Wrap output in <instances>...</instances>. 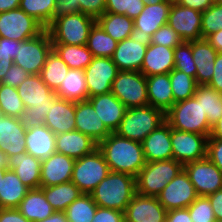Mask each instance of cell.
I'll use <instances>...</instances> for the list:
<instances>
[{"instance_id":"6da1fadb","label":"cell","mask_w":222,"mask_h":222,"mask_svg":"<svg viewBox=\"0 0 222 222\" xmlns=\"http://www.w3.org/2000/svg\"><path fill=\"white\" fill-rule=\"evenodd\" d=\"M98 149L112 172L136 177L146 164L142 142L121 137L115 132L98 143Z\"/></svg>"},{"instance_id":"7a4b0ae2","label":"cell","mask_w":222,"mask_h":222,"mask_svg":"<svg viewBox=\"0 0 222 222\" xmlns=\"http://www.w3.org/2000/svg\"><path fill=\"white\" fill-rule=\"evenodd\" d=\"M17 92L26 108L21 117L25 128L42 126L56 93L45 84L40 75L32 74L17 87Z\"/></svg>"},{"instance_id":"3957f363","label":"cell","mask_w":222,"mask_h":222,"mask_svg":"<svg viewBox=\"0 0 222 222\" xmlns=\"http://www.w3.org/2000/svg\"><path fill=\"white\" fill-rule=\"evenodd\" d=\"M136 193L134 176L110 171L90 194L99 207L125 212Z\"/></svg>"},{"instance_id":"277c9868","label":"cell","mask_w":222,"mask_h":222,"mask_svg":"<svg viewBox=\"0 0 222 222\" xmlns=\"http://www.w3.org/2000/svg\"><path fill=\"white\" fill-rule=\"evenodd\" d=\"M165 121L171 128L210 136L212 126L195 96L179 101L165 113Z\"/></svg>"},{"instance_id":"5b68a950","label":"cell","mask_w":222,"mask_h":222,"mask_svg":"<svg viewBox=\"0 0 222 222\" xmlns=\"http://www.w3.org/2000/svg\"><path fill=\"white\" fill-rule=\"evenodd\" d=\"M165 122V113L150 105L126 110V113L115 131L119 136L142 142L153 130Z\"/></svg>"},{"instance_id":"8992f818","label":"cell","mask_w":222,"mask_h":222,"mask_svg":"<svg viewBox=\"0 0 222 222\" xmlns=\"http://www.w3.org/2000/svg\"><path fill=\"white\" fill-rule=\"evenodd\" d=\"M96 19L78 12L53 20L46 30L52 44L86 45L91 27Z\"/></svg>"},{"instance_id":"52a82bcc","label":"cell","mask_w":222,"mask_h":222,"mask_svg":"<svg viewBox=\"0 0 222 222\" xmlns=\"http://www.w3.org/2000/svg\"><path fill=\"white\" fill-rule=\"evenodd\" d=\"M183 169L174 159L146 162L136 178V192L157 197L169 182Z\"/></svg>"},{"instance_id":"ba28073f","label":"cell","mask_w":222,"mask_h":222,"mask_svg":"<svg viewBox=\"0 0 222 222\" xmlns=\"http://www.w3.org/2000/svg\"><path fill=\"white\" fill-rule=\"evenodd\" d=\"M109 172V166L97 148L91 154L75 160L71 181L82 193L90 194Z\"/></svg>"},{"instance_id":"9c48e42d","label":"cell","mask_w":222,"mask_h":222,"mask_svg":"<svg viewBox=\"0 0 222 222\" xmlns=\"http://www.w3.org/2000/svg\"><path fill=\"white\" fill-rule=\"evenodd\" d=\"M111 92L127 109L149 105L146 76L139 71H119Z\"/></svg>"},{"instance_id":"30bf717a","label":"cell","mask_w":222,"mask_h":222,"mask_svg":"<svg viewBox=\"0 0 222 222\" xmlns=\"http://www.w3.org/2000/svg\"><path fill=\"white\" fill-rule=\"evenodd\" d=\"M51 50L52 41L45 29L37 37L20 43L13 63L22 67L29 74L39 75Z\"/></svg>"},{"instance_id":"8fae6325","label":"cell","mask_w":222,"mask_h":222,"mask_svg":"<svg viewBox=\"0 0 222 222\" xmlns=\"http://www.w3.org/2000/svg\"><path fill=\"white\" fill-rule=\"evenodd\" d=\"M44 30L36 19L20 8L0 13V37L23 42Z\"/></svg>"},{"instance_id":"7c38bea8","label":"cell","mask_w":222,"mask_h":222,"mask_svg":"<svg viewBox=\"0 0 222 222\" xmlns=\"http://www.w3.org/2000/svg\"><path fill=\"white\" fill-rule=\"evenodd\" d=\"M173 159L182 165L207 157L208 137L171 128Z\"/></svg>"},{"instance_id":"4fadbf2b","label":"cell","mask_w":222,"mask_h":222,"mask_svg":"<svg viewBox=\"0 0 222 222\" xmlns=\"http://www.w3.org/2000/svg\"><path fill=\"white\" fill-rule=\"evenodd\" d=\"M198 196H208L222 189V171L208 158L183 165Z\"/></svg>"},{"instance_id":"5bb4252c","label":"cell","mask_w":222,"mask_h":222,"mask_svg":"<svg viewBox=\"0 0 222 222\" xmlns=\"http://www.w3.org/2000/svg\"><path fill=\"white\" fill-rule=\"evenodd\" d=\"M119 71L112 58L93 57L92 62L84 69L88 98L110 93Z\"/></svg>"},{"instance_id":"9a60e30c","label":"cell","mask_w":222,"mask_h":222,"mask_svg":"<svg viewBox=\"0 0 222 222\" xmlns=\"http://www.w3.org/2000/svg\"><path fill=\"white\" fill-rule=\"evenodd\" d=\"M159 203L167 210L187 208L198 198L195 187L184 169L157 196Z\"/></svg>"},{"instance_id":"2e32d148","label":"cell","mask_w":222,"mask_h":222,"mask_svg":"<svg viewBox=\"0 0 222 222\" xmlns=\"http://www.w3.org/2000/svg\"><path fill=\"white\" fill-rule=\"evenodd\" d=\"M202 13L179 4L171 5L167 24L186 42L202 39Z\"/></svg>"},{"instance_id":"e0dca14e","label":"cell","mask_w":222,"mask_h":222,"mask_svg":"<svg viewBox=\"0 0 222 222\" xmlns=\"http://www.w3.org/2000/svg\"><path fill=\"white\" fill-rule=\"evenodd\" d=\"M171 4L164 1L159 4H146L142 12L134 19L131 36H137L150 42L152 35L167 24Z\"/></svg>"},{"instance_id":"ac0fdd59","label":"cell","mask_w":222,"mask_h":222,"mask_svg":"<svg viewBox=\"0 0 222 222\" xmlns=\"http://www.w3.org/2000/svg\"><path fill=\"white\" fill-rule=\"evenodd\" d=\"M148 42L137 36H131L118 42L112 61L120 71H139L145 57Z\"/></svg>"},{"instance_id":"d6986e66","label":"cell","mask_w":222,"mask_h":222,"mask_svg":"<svg viewBox=\"0 0 222 222\" xmlns=\"http://www.w3.org/2000/svg\"><path fill=\"white\" fill-rule=\"evenodd\" d=\"M124 222H165L167 210L157 197L136 193L127 205Z\"/></svg>"},{"instance_id":"ffe728a7","label":"cell","mask_w":222,"mask_h":222,"mask_svg":"<svg viewBox=\"0 0 222 222\" xmlns=\"http://www.w3.org/2000/svg\"><path fill=\"white\" fill-rule=\"evenodd\" d=\"M75 159L54 152L41 160L40 187H50L71 181Z\"/></svg>"},{"instance_id":"44dd1931","label":"cell","mask_w":222,"mask_h":222,"mask_svg":"<svg viewBox=\"0 0 222 222\" xmlns=\"http://www.w3.org/2000/svg\"><path fill=\"white\" fill-rule=\"evenodd\" d=\"M75 130L91 137L96 143H100L112 133L88 100L75 102Z\"/></svg>"},{"instance_id":"7402d4cb","label":"cell","mask_w":222,"mask_h":222,"mask_svg":"<svg viewBox=\"0 0 222 222\" xmlns=\"http://www.w3.org/2000/svg\"><path fill=\"white\" fill-rule=\"evenodd\" d=\"M170 137L171 127L166 121L146 136L142 141L145 161L154 162L173 159Z\"/></svg>"},{"instance_id":"603a6c76","label":"cell","mask_w":222,"mask_h":222,"mask_svg":"<svg viewBox=\"0 0 222 222\" xmlns=\"http://www.w3.org/2000/svg\"><path fill=\"white\" fill-rule=\"evenodd\" d=\"M44 125L55 135L75 130V102L56 96L50 102Z\"/></svg>"},{"instance_id":"cb8c5ba5","label":"cell","mask_w":222,"mask_h":222,"mask_svg":"<svg viewBox=\"0 0 222 222\" xmlns=\"http://www.w3.org/2000/svg\"><path fill=\"white\" fill-rule=\"evenodd\" d=\"M26 128L20 118L4 116L0 121V149L8 157L26 152Z\"/></svg>"},{"instance_id":"d4e9b609","label":"cell","mask_w":222,"mask_h":222,"mask_svg":"<svg viewBox=\"0 0 222 222\" xmlns=\"http://www.w3.org/2000/svg\"><path fill=\"white\" fill-rule=\"evenodd\" d=\"M87 100L106 127L115 132L126 113L125 105L112 92L89 97Z\"/></svg>"},{"instance_id":"484cf974","label":"cell","mask_w":222,"mask_h":222,"mask_svg":"<svg viewBox=\"0 0 222 222\" xmlns=\"http://www.w3.org/2000/svg\"><path fill=\"white\" fill-rule=\"evenodd\" d=\"M97 148L98 143L77 130L56 135V152L75 160L91 154Z\"/></svg>"},{"instance_id":"4316f807","label":"cell","mask_w":222,"mask_h":222,"mask_svg":"<svg viewBox=\"0 0 222 222\" xmlns=\"http://www.w3.org/2000/svg\"><path fill=\"white\" fill-rule=\"evenodd\" d=\"M174 67V48L148 43L140 70L143 75L170 73Z\"/></svg>"},{"instance_id":"83f0119b","label":"cell","mask_w":222,"mask_h":222,"mask_svg":"<svg viewBox=\"0 0 222 222\" xmlns=\"http://www.w3.org/2000/svg\"><path fill=\"white\" fill-rule=\"evenodd\" d=\"M8 169L13 170L29 189L40 188L41 160L25 153L10 156Z\"/></svg>"},{"instance_id":"f1b7e54d","label":"cell","mask_w":222,"mask_h":222,"mask_svg":"<svg viewBox=\"0 0 222 222\" xmlns=\"http://www.w3.org/2000/svg\"><path fill=\"white\" fill-rule=\"evenodd\" d=\"M26 152L43 160L56 152V135L46 126L26 129Z\"/></svg>"},{"instance_id":"f546056e","label":"cell","mask_w":222,"mask_h":222,"mask_svg":"<svg viewBox=\"0 0 222 222\" xmlns=\"http://www.w3.org/2000/svg\"><path fill=\"white\" fill-rule=\"evenodd\" d=\"M192 54L196 65L197 85H208L214 72V61L218 52L206 39L192 41Z\"/></svg>"},{"instance_id":"4dcf8cb0","label":"cell","mask_w":222,"mask_h":222,"mask_svg":"<svg viewBox=\"0 0 222 222\" xmlns=\"http://www.w3.org/2000/svg\"><path fill=\"white\" fill-rule=\"evenodd\" d=\"M149 105L166 113L174 104L169 73L146 77Z\"/></svg>"},{"instance_id":"1f68e13d","label":"cell","mask_w":222,"mask_h":222,"mask_svg":"<svg viewBox=\"0 0 222 222\" xmlns=\"http://www.w3.org/2000/svg\"><path fill=\"white\" fill-rule=\"evenodd\" d=\"M17 209L31 222H40L55 212L40 188L30 189Z\"/></svg>"},{"instance_id":"d6a6232c","label":"cell","mask_w":222,"mask_h":222,"mask_svg":"<svg viewBox=\"0 0 222 222\" xmlns=\"http://www.w3.org/2000/svg\"><path fill=\"white\" fill-rule=\"evenodd\" d=\"M29 190L13 170L7 169L0 177V207L17 208Z\"/></svg>"},{"instance_id":"836d02e7","label":"cell","mask_w":222,"mask_h":222,"mask_svg":"<svg viewBox=\"0 0 222 222\" xmlns=\"http://www.w3.org/2000/svg\"><path fill=\"white\" fill-rule=\"evenodd\" d=\"M55 93L61 99L73 102L86 101L88 90L84 70L70 68Z\"/></svg>"},{"instance_id":"e575fe53","label":"cell","mask_w":222,"mask_h":222,"mask_svg":"<svg viewBox=\"0 0 222 222\" xmlns=\"http://www.w3.org/2000/svg\"><path fill=\"white\" fill-rule=\"evenodd\" d=\"M99 26L115 41L130 38L134 28V19L126 15L105 12L96 19Z\"/></svg>"},{"instance_id":"d590c367","label":"cell","mask_w":222,"mask_h":222,"mask_svg":"<svg viewBox=\"0 0 222 222\" xmlns=\"http://www.w3.org/2000/svg\"><path fill=\"white\" fill-rule=\"evenodd\" d=\"M40 189L50 205L59 212H65L67 207L82 194L72 181Z\"/></svg>"},{"instance_id":"8d00e7d4","label":"cell","mask_w":222,"mask_h":222,"mask_svg":"<svg viewBox=\"0 0 222 222\" xmlns=\"http://www.w3.org/2000/svg\"><path fill=\"white\" fill-rule=\"evenodd\" d=\"M194 96L201 103L209 124L213 126L222 115V93L206 84L197 85Z\"/></svg>"},{"instance_id":"74e56055","label":"cell","mask_w":222,"mask_h":222,"mask_svg":"<svg viewBox=\"0 0 222 222\" xmlns=\"http://www.w3.org/2000/svg\"><path fill=\"white\" fill-rule=\"evenodd\" d=\"M52 49L72 69L84 70L93 59L86 45L52 44Z\"/></svg>"},{"instance_id":"f35d334b","label":"cell","mask_w":222,"mask_h":222,"mask_svg":"<svg viewBox=\"0 0 222 222\" xmlns=\"http://www.w3.org/2000/svg\"><path fill=\"white\" fill-rule=\"evenodd\" d=\"M68 65L59 57L52 49L47 55L44 67L41 69L40 76L45 84L54 92H56L61 82L69 71Z\"/></svg>"},{"instance_id":"ab89813d","label":"cell","mask_w":222,"mask_h":222,"mask_svg":"<svg viewBox=\"0 0 222 222\" xmlns=\"http://www.w3.org/2000/svg\"><path fill=\"white\" fill-rule=\"evenodd\" d=\"M118 42L108 35L97 22L91 27L86 46L93 57L111 58Z\"/></svg>"},{"instance_id":"60d3db41","label":"cell","mask_w":222,"mask_h":222,"mask_svg":"<svg viewBox=\"0 0 222 222\" xmlns=\"http://www.w3.org/2000/svg\"><path fill=\"white\" fill-rule=\"evenodd\" d=\"M98 205L93 201L91 194L82 193L66 209L68 222H92Z\"/></svg>"},{"instance_id":"b9f144b4","label":"cell","mask_w":222,"mask_h":222,"mask_svg":"<svg viewBox=\"0 0 222 222\" xmlns=\"http://www.w3.org/2000/svg\"><path fill=\"white\" fill-rule=\"evenodd\" d=\"M56 0H20L19 8L36 19L45 29L52 22Z\"/></svg>"},{"instance_id":"7bdbcfd3","label":"cell","mask_w":222,"mask_h":222,"mask_svg":"<svg viewBox=\"0 0 222 222\" xmlns=\"http://www.w3.org/2000/svg\"><path fill=\"white\" fill-rule=\"evenodd\" d=\"M174 103L189 99L194 96L197 88L195 78L184 72L173 69L169 73Z\"/></svg>"},{"instance_id":"ee69618b","label":"cell","mask_w":222,"mask_h":222,"mask_svg":"<svg viewBox=\"0 0 222 222\" xmlns=\"http://www.w3.org/2000/svg\"><path fill=\"white\" fill-rule=\"evenodd\" d=\"M0 108L5 116L21 119L26 108L17 88L0 83Z\"/></svg>"},{"instance_id":"f6af8a7d","label":"cell","mask_w":222,"mask_h":222,"mask_svg":"<svg viewBox=\"0 0 222 222\" xmlns=\"http://www.w3.org/2000/svg\"><path fill=\"white\" fill-rule=\"evenodd\" d=\"M174 62V69L184 72L196 80V65L192 54V41H183L174 48Z\"/></svg>"},{"instance_id":"bcb514c9","label":"cell","mask_w":222,"mask_h":222,"mask_svg":"<svg viewBox=\"0 0 222 222\" xmlns=\"http://www.w3.org/2000/svg\"><path fill=\"white\" fill-rule=\"evenodd\" d=\"M202 39L222 30V5L214 3L202 12Z\"/></svg>"},{"instance_id":"7dc6e473","label":"cell","mask_w":222,"mask_h":222,"mask_svg":"<svg viewBox=\"0 0 222 222\" xmlns=\"http://www.w3.org/2000/svg\"><path fill=\"white\" fill-rule=\"evenodd\" d=\"M142 0H106L105 12L126 15L135 19L145 7Z\"/></svg>"},{"instance_id":"c3c4849f","label":"cell","mask_w":222,"mask_h":222,"mask_svg":"<svg viewBox=\"0 0 222 222\" xmlns=\"http://www.w3.org/2000/svg\"><path fill=\"white\" fill-rule=\"evenodd\" d=\"M187 208L192 222H217L207 196H198Z\"/></svg>"},{"instance_id":"681fc988","label":"cell","mask_w":222,"mask_h":222,"mask_svg":"<svg viewBox=\"0 0 222 222\" xmlns=\"http://www.w3.org/2000/svg\"><path fill=\"white\" fill-rule=\"evenodd\" d=\"M183 40L168 24L161 26L151 37L149 43L176 48Z\"/></svg>"},{"instance_id":"f907efd6","label":"cell","mask_w":222,"mask_h":222,"mask_svg":"<svg viewBox=\"0 0 222 222\" xmlns=\"http://www.w3.org/2000/svg\"><path fill=\"white\" fill-rule=\"evenodd\" d=\"M74 5H80V12L97 19L105 13L106 0H74Z\"/></svg>"},{"instance_id":"816d5d0a","label":"cell","mask_w":222,"mask_h":222,"mask_svg":"<svg viewBox=\"0 0 222 222\" xmlns=\"http://www.w3.org/2000/svg\"><path fill=\"white\" fill-rule=\"evenodd\" d=\"M29 75L22 67L13 63L0 83L17 88Z\"/></svg>"},{"instance_id":"f5cc1de1","label":"cell","mask_w":222,"mask_h":222,"mask_svg":"<svg viewBox=\"0 0 222 222\" xmlns=\"http://www.w3.org/2000/svg\"><path fill=\"white\" fill-rule=\"evenodd\" d=\"M125 214L122 211L97 207L92 222H124Z\"/></svg>"},{"instance_id":"db71d44e","label":"cell","mask_w":222,"mask_h":222,"mask_svg":"<svg viewBox=\"0 0 222 222\" xmlns=\"http://www.w3.org/2000/svg\"><path fill=\"white\" fill-rule=\"evenodd\" d=\"M207 157L222 171V139L208 138Z\"/></svg>"},{"instance_id":"11a10c76","label":"cell","mask_w":222,"mask_h":222,"mask_svg":"<svg viewBox=\"0 0 222 222\" xmlns=\"http://www.w3.org/2000/svg\"><path fill=\"white\" fill-rule=\"evenodd\" d=\"M78 12H80V5H74V0H56L52 21Z\"/></svg>"},{"instance_id":"9f6ffc18","label":"cell","mask_w":222,"mask_h":222,"mask_svg":"<svg viewBox=\"0 0 222 222\" xmlns=\"http://www.w3.org/2000/svg\"><path fill=\"white\" fill-rule=\"evenodd\" d=\"M208 85L222 93V53H218L216 56L213 76Z\"/></svg>"},{"instance_id":"6f0895ef","label":"cell","mask_w":222,"mask_h":222,"mask_svg":"<svg viewBox=\"0 0 222 222\" xmlns=\"http://www.w3.org/2000/svg\"><path fill=\"white\" fill-rule=\"evenodd\" d=\"M0 222H31L17 208H1Z\"/></svg>"},{"instance_id":"680465c9","label":"cell","mask_w":222,"mask_h":222,"mask_svg":"<svg viewBox=\"0 0 222 222\" xmlns=\"http://www.w3.org/2000/svg\"><path fill=\"white\" fill-rule=\"evenodd\" d=\"M207 197L211 203L216 221L222 222V189L217 190L215 193L209 194Z\"/></svg>"},{"instance_id":"91938a15","label":"cell","mask_w":222,"mask_h":222,"mask_svg":"<svg viewBox=\"0 0 222 222\" xmlns=\"http://www.w3.org/2000/svg\"><path fill=\"white\" fill-rule=\"evenodd\" d=\"M20 41L0 37V54L9 55L14 60Z\"/></svg>"},{"instance_id":"94428289","label":"cell","mask_w":222,"mask_h":222,"mask_svg":"<svg viewBox=\"0 0 222 222\" xmlns=\"http://www.w3.org/2000/svg\"><path fill=\"white\" fill-rule=\"evenodd\" d=\"M165 222H192L188 208L167 211Z\"/></svg>"},{"instance_id":"6125c7cd","label":"cell","mask_w":222,"mask_h":222,"mask_svg":"<svg viewBox=\"0 0 222 222\" xmlns=\"http://www.w3.org/2000/svg\"><path fill=\"white\" fill-rule=\"evenodd\" d=\"M214 3V0H180L179 5L189 7L202 13Z\"/></svg>"},{"instance_id":"be15d7a7","label":"cell","mask_w":222,"mask_h":222,"mask_svg":"<svg viewBox=\"0 0 222 222\" xmlns=\"http://www.w3.org/2000/svg\"><path fill=\"white\" fill-rule=\"evenodd\" d=\"M206 40L218 53H222V30L209 35Z\"/></svg>"},{"instance_id":"e7e4bbea","label":"cell","mask_w":222,"mask_h":222,"mask_svg":"<svg viewBox=\"0 0 222 222\" xmlns=\"http://www.w3.org/2000/svg\"><path fill=\"white\" fill-rule=\"evenodd\" d=\"M13 65V59L9 55L0 54V81Z\"/></svg>"},{"instance_id":"03108f58","label":"cell","mask_w":222,"mask_h":222,"mask_svg":"<svg viewBox=\"0 0 222 222\" xmlns=\"http://www.w3.org/2000/svg\"><path fill=\"white\" fill-rule=\"evenodd\" d=\"M20 0H0V13L19 8Z\"/></svg>"},{"instance_id":"003e7915","label":"cell","mask_w":222,"mask_h":222,"mask_svg":"<svg viewBox=\"0 0 222 222\" xmlns=\"http://www.w3.org/2000/svg\"><path fill=\"white\" fill-rule=\"evenodd\" d=\"M208 138L222 139V115L220 119L212 126L211 134Z\"/></svg>"},{"instance_id":"a7ac6f4b","label":"cell","mask_w":222,"mask_h":222,"mask_svg":"<svg viewBox=\"0 0 222 222\" xmlns=\"http://www.w3.org/2000/svg\"><path fill=\"white\" fill-rule=\"evenodd\" d=\"M40 222H68L65 212L55 211L50 217Z\"/></svg>"},{"instance_id":"89a4df30","label":"cell","mask_w":222,"mask_h":222,"mask_svg":"<svg viewBox=\"0 0 222 222\" xmlns=\"http://www.w3.org/2000/svg\"><path fill=\"white\" fill-rule=\"evenodd\" d=\"M8 155L0 149V166L8 169Z\"/></svg>"},{"instance_id":"2644e50d","label":"cell","mask_w":222,"mask_h":222,"mask_svg":"<svg viewBox=\"0 0 222 222\" xmlns=\"http://www.w3.org/2000/svg\"><path fill=\"white\" fill-rule=\"evenodd\" d=\"M142 1L145 2V4L154 5V4H159L161 2H164L165 0H142Z\"/></svg>"},{"instance_id":"8c879c8a","label":"cell","mask_w":222,"mask_h":222,"mask_svg":"<svg viewBox=\"0 0 222 222\" xmlns=\"http://www.w3.org/2000/svg\"><path fill=\"white\" fill-rule=\"evenodd\" d=\"M166 2H168L169 4L173 5V4H179L180 0H165Z\"/></svg>"},{"instance_id":"753ad0ef","label":"cell","mask_w":222,"mask_h":222,"mask_svg":"<svg viewBox=\"0 0 222 222\" xmlns=\"http://www.w3.org/2000/svg\"><path fill=\"white\" fill-rule=\"evenodd\" d=\"M6 170H7V168H2V167L0 166V177L5 174Z\"/></svg>"},{"instance_id":"34e18365","label":"cell","mask_w":222,"mask_h":222,"mask_svg":"<svg viewBox=\"0 0 222 222\" xmlns=\"http://www.w3.org/2000/svg\"><path fill=\"white\" fill-rule=\"evenodd\" d=\"M4 116H5V115L3 114V111H2L1 108H0V121L3 119Z\"/></svg>"},{"instance_id":"11e5206c","label":"cell","mask_w":222,"mask_h":222,"mask_svg":"<svg viewBox=\"0 0 222 222\" xmlns=\"http://www.w3.org/2000/svg\"><path fill=\"white\" fill-rule=\"evenodd\" d=\"M215 3L222 5V0H214Z\"/></svg>"}]
</instances>
